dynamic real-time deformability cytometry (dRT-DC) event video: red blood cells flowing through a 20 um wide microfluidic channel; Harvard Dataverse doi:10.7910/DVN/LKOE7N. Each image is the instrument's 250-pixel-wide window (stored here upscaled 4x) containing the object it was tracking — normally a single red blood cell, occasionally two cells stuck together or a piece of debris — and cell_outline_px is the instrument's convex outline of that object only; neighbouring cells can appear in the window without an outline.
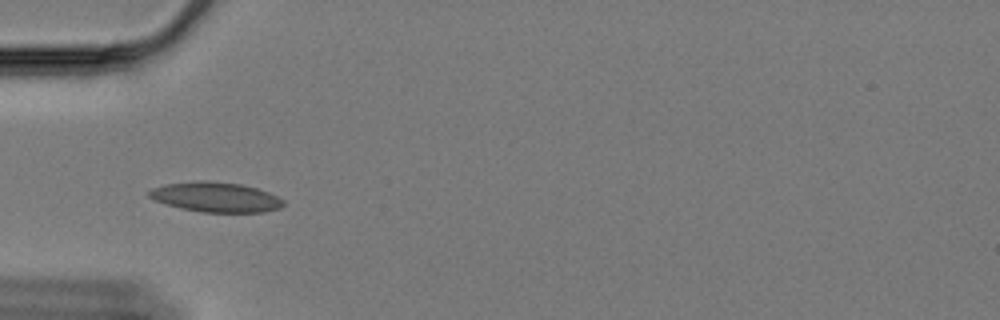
{"species": "Egyptian fruit bat (a non-hibernating species)", "species_latin": "Rousettus aegyptiacus", "temperature_condition": "cold", "stored_images_in_passage": 48, "camera_frame_rate_fps": 3000, "um_per_image_px": 0.085, "animal": {"sex": "female"}, "frame": {"image": 1, "passage_image": 7, "time_ms": 2.0, "image_size_px": [1000, 320], "cell_outline_px": [[284, 204], [280, 208], [264, 212], [200, 212], [180, 208], [164, 204], [148, 196], [148, 192], [152, 188], [168, 184], [200, 180], [240, 184], [256, 188], [268, 192], [284, 200]], "centroid_in_image_um": [18.34, 16.76], "position_along_channel_um": 66.7, "area_um2": 23.24}}
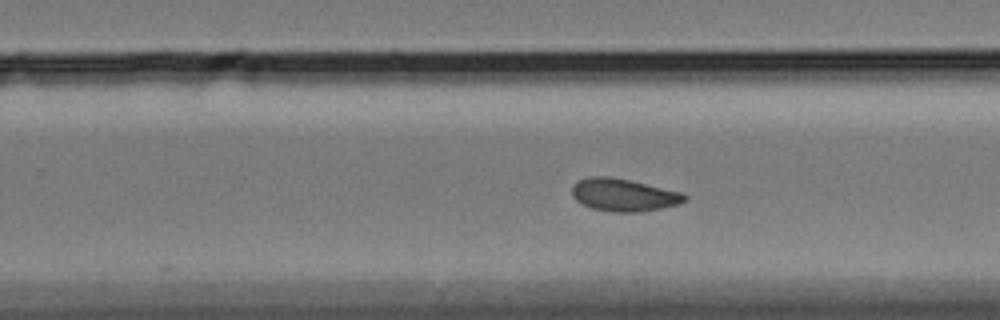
{"frame": {"image": 2, "passage_image": 26, "time_ms": 8.333, "image_size_px": [1000, 320], "cell_outline_px": [[688, 200], [676, 204], [660, 208], [640, 212], [612, 212], [592, 208], [576, 200], [572, 196], [572, 188], [580, 180], [588, 176], [608, 176], [628, 180], [684, 192], [688, 196]], "centroid_in_image_um": [53.04, 16.57], "position_along_channel_um": 276.8, "area_um2": 21.27}}
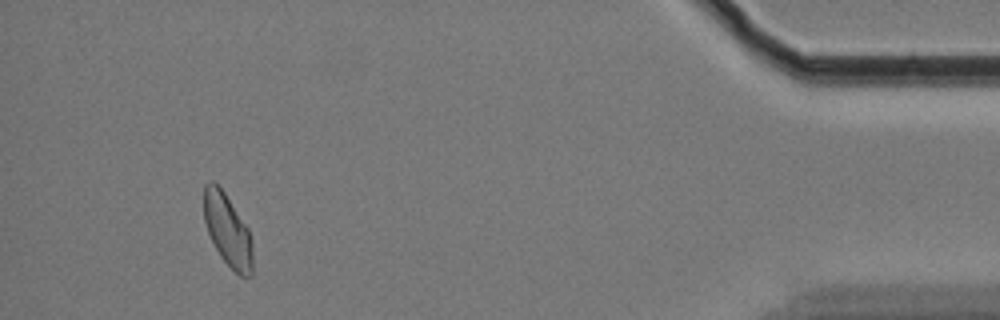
{"frame": {"image": 3, "passage_image": 44, "time_ms": 14.333, "image_size_px": [1000, 320], "cell_outline_px": [[252, 276], [240, 276], [220, 256], [208, 232], [204, 220], [204, 184], [208, 180], [212, 180], [224, 192], [248, 228], [252, 244]], "centroid_in_image_um": [19.34, 19.55], "position_along_channel_um": 415.9, "area_um2": 20.23}, "authors_computed_cell_mechanics": {"area_um2": 21.1548, "velocity_mm_per_s": 3.3253, "shape_relaxation_time_tau1_ms": null, "shape_relaxation_time_tau2_ms": 5.4176, "deformation_change_tau1": null, "deformation_change_tau2": 0.1024}}